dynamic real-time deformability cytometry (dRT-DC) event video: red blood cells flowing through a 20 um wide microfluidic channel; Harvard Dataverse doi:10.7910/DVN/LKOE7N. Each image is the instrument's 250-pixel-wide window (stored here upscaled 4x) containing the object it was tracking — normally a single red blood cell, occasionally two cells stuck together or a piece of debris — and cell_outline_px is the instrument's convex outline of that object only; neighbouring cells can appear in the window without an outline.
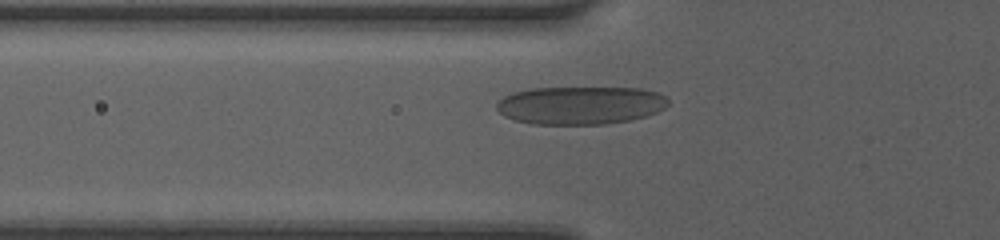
{"species": "human", "species_latin": "Homo sapiens", "temperature_condition": "room temperature", "stored_images_in_passage": 26, "camera_frame_rate_fps": 3000, "um_per_image_px": 0.085, "donor": {"sex": "female"}, "frame": {"image": 1, "passage_image": 2, "time_ms": 0.333, "image_size_px": [1000, 240], "cell_outline_px": [[668, 104], [664, 108], [656, 112], [644, 116], [628, 120], [604, 124], [532, 124], [516, 120], [504, 116], [496, 108], [496, 104], [504, 96], [512, 92], [528, 88], [640, 88], [660, 92], [668, 96]], "centroid_in_image_um": [49.34, 8.94], "position_along_channel_um": 76.5, "area_um2": 38.15}}
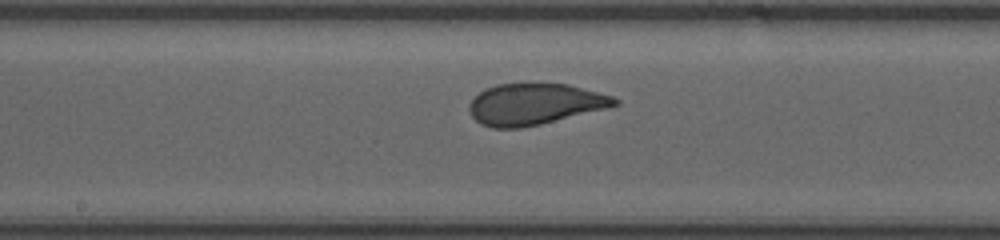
{"frame": {"image": 2, "passage_image": 11, "time_ms": 3.333, "image_size_px": [1000, 240], "cell_outline_px": [[620, 104], [608, 108], [540, 124], [520, 128], [492, 128], [480, 124], [472, 116], [468, 108], [472, 100], [480, 92], [496, 84], [568, 84], [612, 96], [620, 100]], "centroid_in_image_um": [45.46, 8.86], "position_along_channel_um": 202.7, "area_um2": 34.68}}
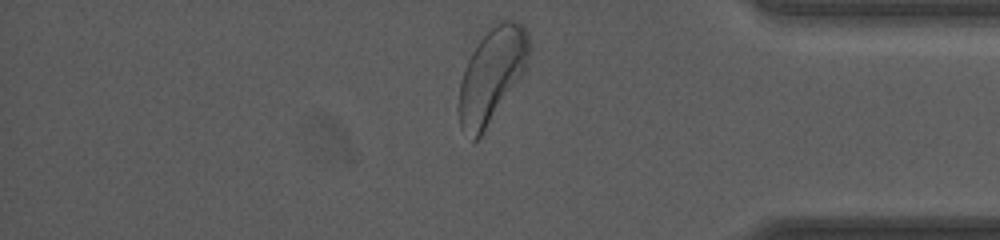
{"frame": {"image": 3, "passage_image": 26, "time_ms": 8.333, "image_size_px": [1000, 240], "cell_outline_px": [[528, 68], [484, 132], [476, 140], [472, 140], [460, 128], [456, 108], [460, 80], [464, 68], [472, 52], [480, 40], [504, 16], [516, 20], [528, 32]], "centroid_in_image_um": [41.78, 6.42], "position_along_channel_um": 393.4, "area_um2": 39.07}, "authors_computed_cell_mechanics": {"area_um2": 35.3447, "velocity_mm_per_s": 4.1763, "shape_relaxation_time_tau1_ms": 3.2437, "shape_relaxation_time_tau2_ms": null, "deformation_change_tau1": 0.1391, "deformation_change_tau2": null}}